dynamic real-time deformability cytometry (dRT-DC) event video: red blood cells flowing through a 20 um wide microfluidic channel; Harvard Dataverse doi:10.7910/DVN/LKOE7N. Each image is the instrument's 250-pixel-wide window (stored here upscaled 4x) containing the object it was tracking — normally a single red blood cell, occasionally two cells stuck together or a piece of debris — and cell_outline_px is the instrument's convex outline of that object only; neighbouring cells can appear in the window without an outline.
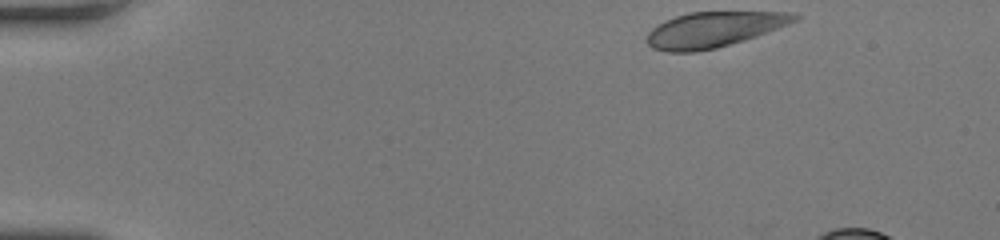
{"species": "human", "species_latin": "Homo sapiens", "temperature_condition": "room temperature", "stored_images_in_passage": 9, "camera_frame_rate_fps": 3000, "um_per_image_px": 0.085, "donor": {"sex": "female"}, "frame": {"image": 1, "passage_image": 1, "time_ms": 0.0, "image_size_px": [1000, 240], "cell_outline_px": [[800, 16], [796, 20], [788, 24], [756, 36], [744, 40], [716, 48], [696, 52], [668, 52], [652, 48], [644, 40], [648, 32], [652, 28], [664, 20], [688, 12], [796, 12]], "centroid_in_image_um": [60.62, 2.51], "position_along_channel_um": 24.4, "area_um2": 30.46}}